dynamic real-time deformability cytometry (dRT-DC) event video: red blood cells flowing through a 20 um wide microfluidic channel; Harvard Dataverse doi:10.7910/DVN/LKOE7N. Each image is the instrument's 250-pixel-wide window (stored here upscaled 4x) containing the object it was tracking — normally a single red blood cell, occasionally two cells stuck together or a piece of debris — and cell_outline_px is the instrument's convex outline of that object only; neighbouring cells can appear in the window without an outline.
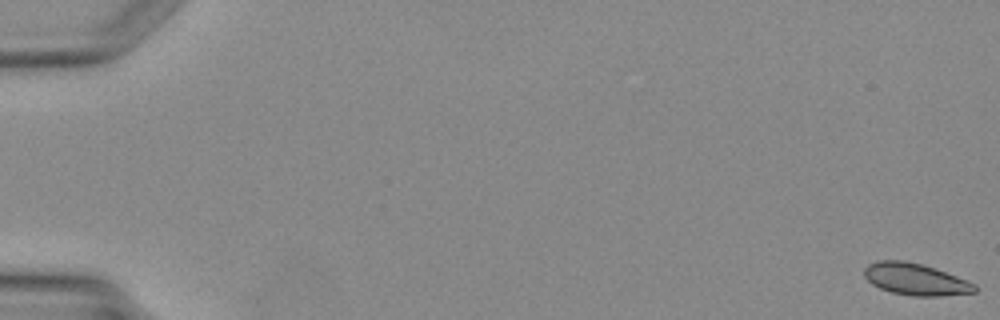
{"species": "Egyptian fruit bat (a non-hibernating species)", "species_latin": "Rousettus aegyptiacus", "temperature_condition": "warm", "stored_images_in_passage": 4, "segment_of_instrument_passage": [2, 2], "camera_frame_rate_fps": 3000, "um_per_image_px": 0.085, "animal": {"sex": "female"}, "frame": {"image": 1, "passage_image": 4, "time_ms": 4.333, "image_size_px": [1000, 320], "cell_outline_px": [[976, 292], [940, 296], [912, 296], [892, 292], [880, 288], [872, 284], [864, 276], [864, 268], [868, 264], [880, 260], [904, 260], [936, 268], [968, 280], [976, 284]], "centroid_in_image_um": [77.83, 23.73], "position_along_channel_um": 7.2, "area_um2": 20.52}}